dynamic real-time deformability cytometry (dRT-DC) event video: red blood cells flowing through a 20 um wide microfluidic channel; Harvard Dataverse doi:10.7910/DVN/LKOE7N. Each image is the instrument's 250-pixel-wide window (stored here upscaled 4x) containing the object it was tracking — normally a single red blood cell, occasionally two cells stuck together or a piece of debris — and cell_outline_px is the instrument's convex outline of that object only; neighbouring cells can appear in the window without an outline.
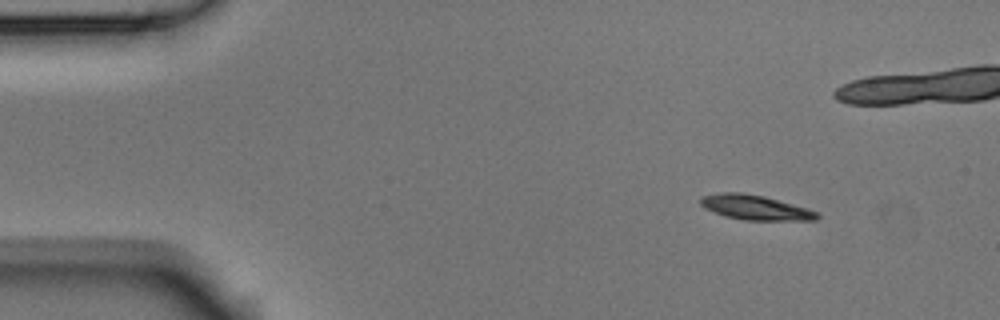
{"species": "Egyptian fruit bat (a non-hibernating species)", "species_latin": "Rousettus aegyptiacus", "temperature_condition": "room temperature", "stored_images_in_passage": 5, "camera_frame_rate_fps": 3000, "um_per_image_px": 0.085, "animal": {"sex": "male"}, "frame": {"image": 1, "passage_image": 1, "time_ms": 0.0, "image_size_px": [1000, 320], "cell_outline_px": [[820, 216], [816, 220], [744, 220], [724, 216], [704, 208], [700, 204], [700, 196], [720, 192], [744, 192], [764, 196], [808, 208], [820, 212]], "centroid_in_image_um": [64.19, 17.63], "position_along_channel_um": 20.8, "area_um2": 17.05}}